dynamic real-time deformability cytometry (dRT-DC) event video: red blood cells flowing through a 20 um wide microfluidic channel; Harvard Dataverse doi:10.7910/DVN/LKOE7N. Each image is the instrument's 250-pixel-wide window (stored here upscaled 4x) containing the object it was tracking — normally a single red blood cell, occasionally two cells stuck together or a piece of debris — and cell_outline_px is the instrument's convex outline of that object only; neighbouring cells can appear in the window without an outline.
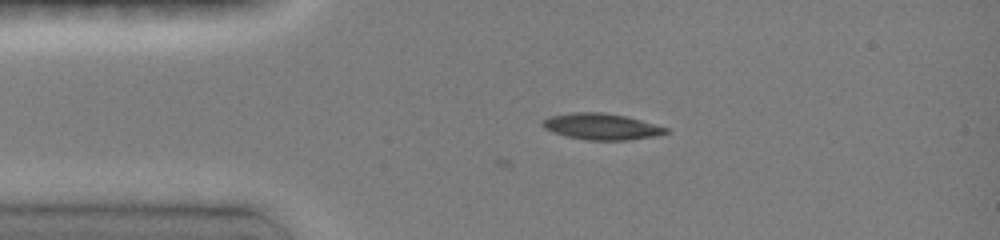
{"species": "common noctule bat (a hibernating species)", "species_latin": "Nyctalus noctula", "temperature_condition": "room temperature", "stored_images_in_passage": 2, "camera_frame_rate_fps": 3000, "um_per_image_px": 0.085, "animal": {"sex": "female", "body_mass_g": 19.0, "forearm_length_mm": 51.5}, "frame": {"image": 1, "passage_image": 2, "time_ms": 0.333, "image_size_px": [1000, 240], "cell_outline_px": [[668, 132], [656, 136], [628, 140], [584, 140], [552, 132], [544, 128], [540, 124], [540, 120], [548, 116], [572, 112], [604, 112], [628, 116], [656, 124], [668, 128]], "centroid_in_image_um": [51.09, 10.74], "position_along_channel_um": 33.9, "area_um2": 19.19}}